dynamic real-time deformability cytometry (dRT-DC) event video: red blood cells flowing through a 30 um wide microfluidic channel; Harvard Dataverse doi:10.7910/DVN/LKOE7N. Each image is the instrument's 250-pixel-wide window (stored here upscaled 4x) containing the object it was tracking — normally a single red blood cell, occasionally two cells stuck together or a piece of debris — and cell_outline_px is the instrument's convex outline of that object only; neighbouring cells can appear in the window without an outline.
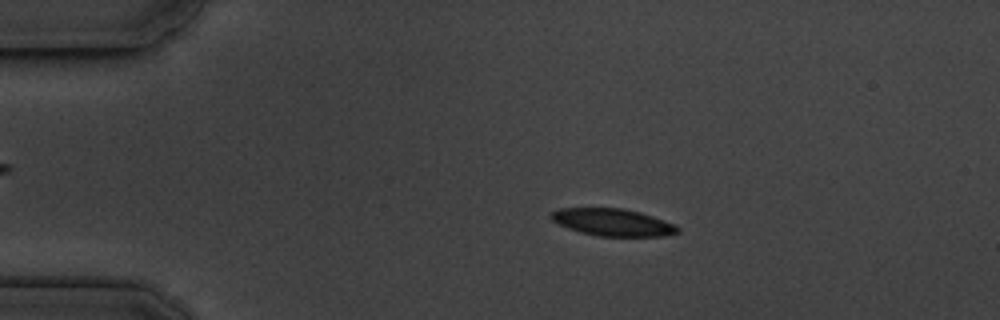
{"species": "common noctule bat (a hibernating species)", "species_latin": "Nyctalus noctula", "temperature_condition": "cold", "stored_images_in_passage": 54, "camera_frame_rate_fps": 3000, "um_per_image_px": 0.085, "animal": {"sex": "male", "body_mass_g": 19.5, "forearm_length_mm": 54.6}, "frame": {"image": 1, "passage_image": 10, "time_ms": 3.0, "image_size_px": [1000, 320], "cell_outline_px": [[680, 232], [664, 236], [596, 236], [580, 232], [568, 228], [552, 220], [548, 216], [552, 212], [560, 208], [624, 208], [640, 212], [664, 220], [680, 228]], "centroid_in_image_um": [52.07, 18.89], "position_along_channel_um": 32.9, "area_um2": 20.06}}
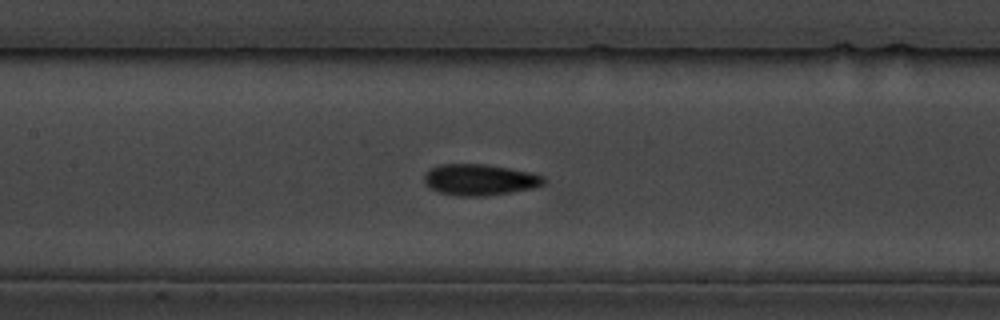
{"frame": {"image": 2, "passage_image": 25, "time_ms": 8.0, "image_size_px": [1000, 320], "cell_outline_px": [[548, 180], [544, 184], [532, 188], [484, 196], [456, 196], [440, 192], [424, 184], [424, 176], [432, 168], [440, 164], [484, 164], [508, 168], [528, 172], [544, 176]], "centroid_in_image_um": [40.78, 15.28], "position_along_channel_um": 166.6, "area_um2": 21.5}}
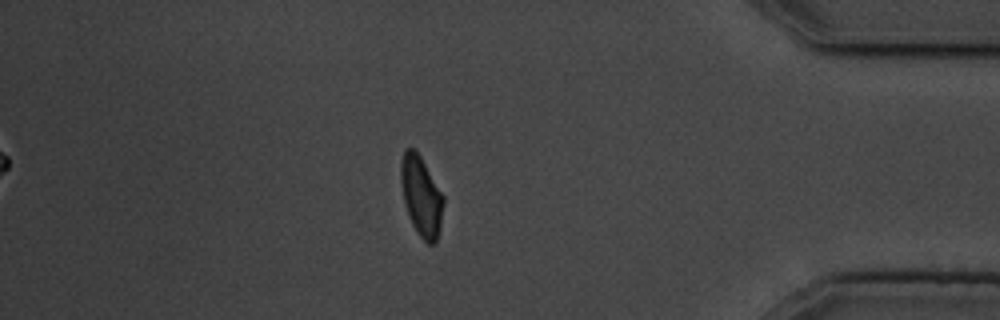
{"frame": {"image": 3, "passage_image": 47, "time_ms": 15.333, "image_size_px": [1000, 320], "cell_outline_px": [[444, 204], [440, 228], [436, 240], [432, 244], [428, 244], [416, 232], [408, 216], [404, 204], [400, 180], [400, 160], [404, 148], [412, 148], [420, 156], [444, 196]], "centroid_in_image_um": [35.78, 16.66], "position_along_channel_um": 399.4, "area_um2": 19.94}, "authors_computed_cell_mechanics": {"area_um2": 20.5479, "velocity_mm_per_s": 3.6244, "shape_relaxation_time_tau1_ms": 2.6928, "shape_relaxation_time_tau2_ms": 2.1429, "deformation_change_tau1": 0.0997, "deformation_change_tau2": 0.0563}}